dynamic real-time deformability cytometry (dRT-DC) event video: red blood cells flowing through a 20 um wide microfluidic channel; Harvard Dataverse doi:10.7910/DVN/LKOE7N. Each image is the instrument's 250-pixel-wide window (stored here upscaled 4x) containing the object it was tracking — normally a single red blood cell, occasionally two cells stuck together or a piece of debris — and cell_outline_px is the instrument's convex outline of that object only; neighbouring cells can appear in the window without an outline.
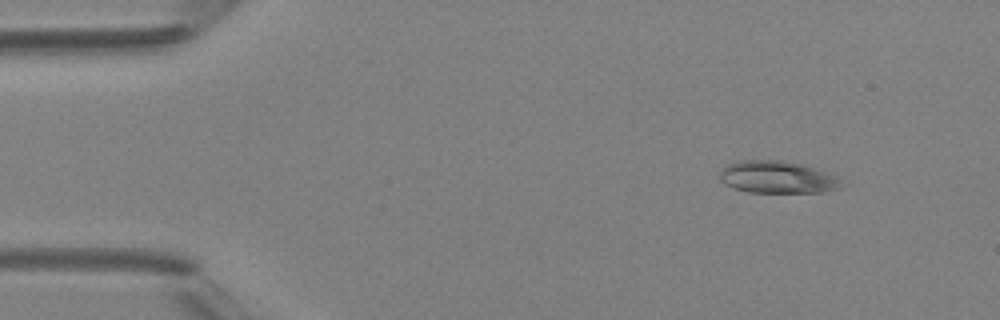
{"species": "Egyptian fruit bat (a non-hibernating species)", "species_latin": "Rousettus aegyptiacus", "temperature_condition": "room temperature", "stored_images_in_passage": 5, "camera_frame_rate_fps": 3000, "um_per_image_px": 0.085, "animal": {"sex": "female"}, "frame": {"image": 1, "passage_image": 2, "time_ms": 1.0, "image_size_px": [1000, 320], "cell_outline_px": [[848, 184], [840, 188], [820, 192], [748, 192], [732, 188], [724, 184], [720, 180], [720, 172], [728, 164], [740, 160], [784, 160], [800, 164], [840, 176]], "centroid_in_image_um": [66.14, 15.06], "position_along_channel_um": 18.9, "area_um2": 23.18}}
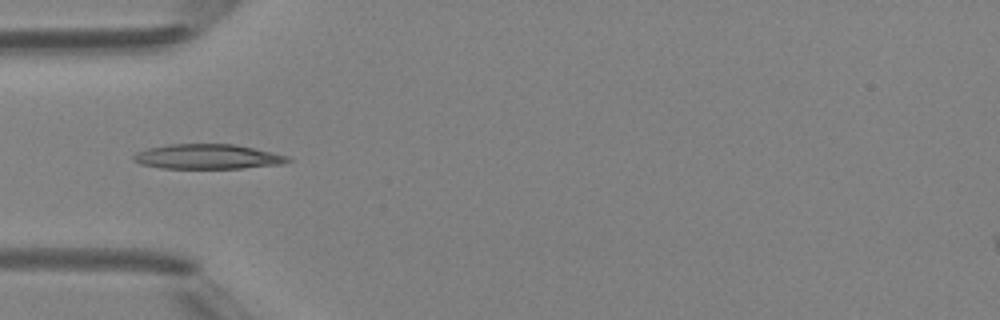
{"frame": {"image": 2, "passage_image": 5, "time_ms": 4.333, "image_size_px": [1000, 320], "cell_outline_px": [[292, 160], [284, 164], [244, 168], [160, 168], [140, 164], [132, 160], [132, 156], [136, 152], [148, 148], [168, 144], [236, 144], [272, 152], [288, 156]], "centroid_in_image_um": [17.64, 13.31], "position_along_channel_um": 67.4, "area_um2": 22.48}}